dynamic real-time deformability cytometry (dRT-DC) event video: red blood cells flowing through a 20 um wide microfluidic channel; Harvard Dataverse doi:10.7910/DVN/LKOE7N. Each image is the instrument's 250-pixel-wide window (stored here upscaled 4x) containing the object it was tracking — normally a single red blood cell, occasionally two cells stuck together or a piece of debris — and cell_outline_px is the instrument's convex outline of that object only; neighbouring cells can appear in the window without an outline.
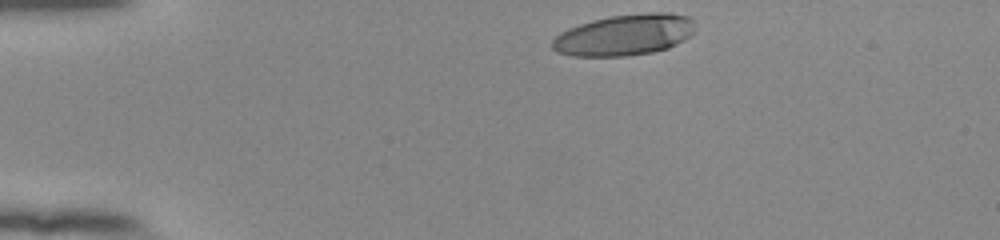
{"species": "human", "species_latin": "Homo sapiens", "temperature_condition": "room temperature", "stored_images_in_passage": 36, "camera_frame_rate_fps": 3000, "um_per_image_px": 0.085, "donor": {"sex": "female"}, "frame": {"image": 1, "passage_image": 1, "time_ms": 0.0, "image_size_px": [1000, 240], "cell_outline_px": [[696, 32], [684, 40], [668, 48], [652, 52], [624, 56], [572, 56], [556, 52], [552, 48], [552, 40], [560, 32], [568, 28], [592, 20], [608, 16], [648, 12], [668, 12], [688, 16], [692, 20]], "centroid_in_image_um": [53.09, 2.96], "position_along_channel_um": 31.9, "area_um2": 34.51}}
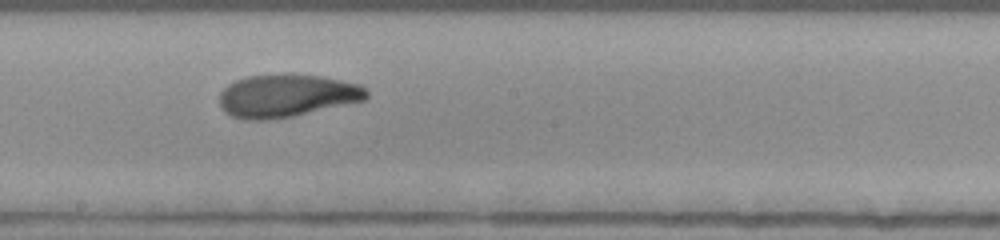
{"frame": {"image": 2, "passage_image": 21, "time_ms": 6.667, "image_size_px": [1000, 240], "cell_outline_px": [[368, 96], [364, 100], [292, 116], [268, 120], [244, 120], [232, 116], [224, 112], [220, 108], [220, 92], [228, 84], [236, 80], [248, 76], [320, 76], [360, 84], [368, 92]], "centroid_in_image_um": [24.33, 8.17], "position_along_channel_um": 223.9, "area_um2": 35.95}}
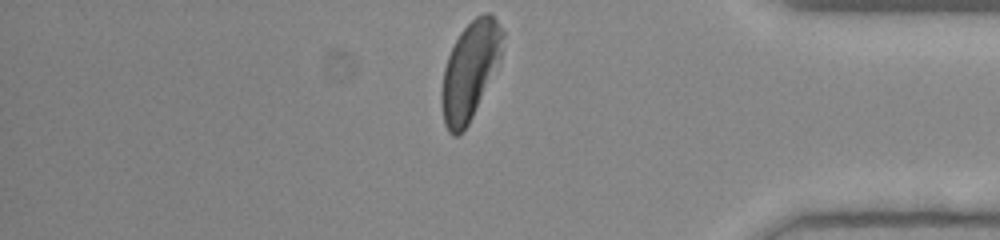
{"frame": {"image": 3, "passage_image": 36, "time_ms": 11.667, "image_size_px": [1000, 240], "cell_outline_px": [[504, 48], [472, 116], [468, 124], [460, 136], [452, 136], [448, 132], [444, 124], [440, 104], [440, 92], [444, 68], [448, 56], [460, 32], [476, 16], [484, 12], [492, 12], [504, 32]], "centroid_in_image_um": [39.92, 5.99], "position_along_channel_um": 395.3, "area_um2": 34.56}, "authors_computed_cell_mechanics": {"area_um2": 36.3851, "velocity_mm_per_s": 3.8653, "shape_relaxation_time_tau1_ms": 4.8482, "shape_relaxation_time_tau2_ms": 1.3023, "deformation_change_tau1": 0.213, "deformation_change_tau2": 0.0681}}